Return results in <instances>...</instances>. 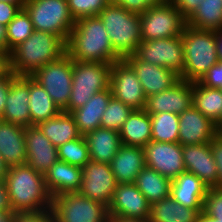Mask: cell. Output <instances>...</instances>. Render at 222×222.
<instances>
[{
    "label": "cell",
    "instance_id": "680465c9",
    "mask_svg": "<svg viewBox=\"0 0 222 222\" xmlns=\"http://www.w3.org/2000/svg\"><path fill=\"white\" fill-rule=\"evenodd\" d=\"M217 136L222 139V123L217 126Z\"/></svg>",
    "mask_w": 222,
    "mask_h": 222
},
{
    "label": "cell",
    "instance_id": "e575fe53",
    "mask_svg": "<svg viewBox=\"0 0 222 222\" xmlns=\"http://www.w3.org/2000/svg\"><path fill=\"white\" fill-rule=\"evenodd\" d=\"M151 141L178 143L179 115L170 112L151 114Z\"/></svg>",
    "mask_w": 222,
    "mask_h": 222
},
{
    "label": "cell",
    "instance_id": "94428289",
    "mask_svg": "<svg viewBox=\"0 0 222 222\" xmlns=\"http://www.w3.org/2000/svg\"><path fill=\"white\" fill-rule=\"evenodd\" d=\"M222 123V118L220 119V121L216 124L217 126Z\"/></svg>",
    "mask_w": 222,
    "mask_h": 222
},
{
    "label": "cell",
    "instance_id": "f35d334b",
    "mask_svg": "<svg viewBox=\"0 0 222 222\" xmlns=\"http://www.w3.org/2000/svg\"><path fill=\"white\" fill-rule=\"evenodd\" d=\"M70 13L76 20L98 16L102 9H104L109 2L107 0H67Z\"/></svg>",
    "mask_w": 222,
    "mask_h": 222
},
{
    "label": "cell",
    "instance_id": "ba28073f",
    "mask_svg": "<svg viewBox=\"0 0 222 222\" xmlns=\"http://www.w3.org/2000/svg\"><path fill=\"white\" fill-rule=\"evenodd\" d=\"M142 41L182 35L186 18L171 1L149 7L140 14Z\"/></svg>",
    "mask_w": 222,
    "mask_h": 222
},
{
    "label": "cell",
    "instance_id": "db71d44e",
    "mask_svg": "<svg viewBox=\"0 0 222 222\" xmlns=\"http://www.w3.org/2000/svg\"><path fill=\"white\" fill-rule=\"evenodd\" d=\"M14 212L13 211H1L0 210V222H13Z\"/></svg>",
    "mask_w": 222,
    "mask_h": 222
},
{
    "label": "cell",
    "instance_id": "836d02e7",
    "mask_svg": "<svg viewBox=\"0 0 222 222\" xmlns=\"http://www.w3.org/2000/svg\"><path fill=\"white\" fill-rule=\"evenodd\" d=\"M189 27L201 30H222V0H202L186 19Z\"/></svg>",
    "mask_w": 222,
    "mask_h": 222
},
{
    "label": "cell",
    "instance_id": "3957f363",
    "mask_svg": "<svg viewBox=\"0 0 222 222\" xmlns=\"http://www.w3.org/2000/svg\"><path fill=\"white\" fill-rule=\"evenodd\" d=\"M66 54V42L55 34L35 30L11 54V71L16 76H31L42 66Z\"/></svg>",
    "mask_w": 222,
    "mask_h": 222
},
{
    "label": "cell",
    "instance_id": "6f0895ef",
    "mask_svg": "<svg viewBox=\"0 0 222 222\" xmlns=\"http://www.w3.org/2000/svg\"><path fill=\"white\" fill-rule=\"evenodd\" d=\"M0 1H4L6 3H12L16 5H24L26 3V0H0Z\"/></svg>",
    "mask_w": 222,
    "mask_h": 222
},
{
    "label": "cell",
    "instance_id": "8fae6325",
    "mask_svg": "<svg viewBox=\"0 0 222 222\" xmlns=\"http://www.w3.org/2000/svg\"><path fill=\"white\" fill-rule=\"evenodd\" d=\"M134 54L145 62L173 71L180 78L183 76L184 45L182 35L142 41Z\"/></svg>",
    "mask_w": 222,
    "mask_h": 222
},
{
    "label": "cell",
    "instance_id": "4dcf8cb0",
    "mask_svg": "<svg viewBox=\"0 0 222 222\" xmlns=\"http://www.w3.org/2000/svg\"><path fill=\"white\" fill-rule=\"evenodd\" d=\"M29 110L31 125H38L61 112L46 90L31 76H29Z\"/></svg>",
    "mask_w": 222,
    "mask_h": 222
},
{
    "label": "cell",
    "instance_id": "ee69618b",
    "mask_svg": "<svg viewBox=\"0 0 222 222\" xmlns=\"http://www.w3.org/2000/svg\"><path fill=\"white\" fill-rule=\"evenodd\" d=\"M210 147L217 165V188H222V139L216 135L211 140Z\"/></svg>",
    "mask_w": 222,
    "mask_h": 222
},
{
    "label": "cell",
    "instance_id": "f6af8a7d",
    "mask_svg": "<svg viewBox=\"0 0 222 222\" xmlns=\"http://www.w3.org/2000/svg\"><path fill=\"white\" fill-rule=\"evenodd\" d=\"M23 8L24 5L0 1V24L7 26Z\"/></svg>",
    "mask_w": 222,
    "mask_h": 222
},
{
    "label": "cell",
    "instance_id": "d4e9b609",
    "mask_svg": "<svg viewBox=\"0 0 222 222\" xmlns=\"http://www.w3.org/2000/svg\"><path fill=\"white\" fill-rule=\"evenodd\" d=\"M208 187L196 175L183 172L171 182V197L179 204L195 210H203Z\"/></svg>",
    "mask_w": 222,
    "mask_h": 222
},
{
    "label": "cell",
    "instance_id": "816d5d0a",
    "mask_svg": "<svg viewBox=\"0 0 222 222\" xmlns=\"http://www.w3.org/2000/svg\"><path fill=\"white\" fill-rule=\"evenodd\" d=\"M216 49L218 60L222 62V30L216 31Z\"/></svg>",
    "mask_w": 222,
    "mask_h": 222
},
{
    "label": "cell",
    "instance_id": "681fc988",
    "mask_svg": "<svg viewBox=\"0 0 222 222\" xmlns=\"http://www.w3.org/2000/svg\"><path fill=\"white\" fill-rule=\"evenodd\" d=\"M11 72L10 53L0 51V78L6 77Z\"/></svg>",
    "mask_w": 222,
    "mask_h": 222
},
{
    "label": "cell",
    "instance_id": "ffe728a7",
    "mask_svg": "<svg viewBox=\"0 0 222 222\" xmlns=\"http://www.w3.org/2000/svg\"><path fill=\"white\" fill-rule=\"evenodd\" d=\"M182 157L187 172L196 175L208 188L217 187V165L210 143L182 146Z\"/></svg>",
    "mask_w": 222,
    "mask_h": 222
},
{
    "label": "cell",
    "instance_id": "603a6c76",
    "mask_svg": "<svg viewBox=\"0 0 222 222\" xmlns=\"http://www.w3.org/2000/svg\"><path fill=\"white\" fill-rule=\"evenodd\" d=\"M44 180L52 198L78 192L82 182V168L58 160L44 174Z\"/></svg>",
    "mask_w": 222,
    "mask_h": 222
},
{
    "label": "cell",
    "instance_id": "7a4b0ae2",
    "mask_svg": "<svg viewBox=\"0 0 222 222\" xmlns=\"http://www.w3.org/2000/svg\"><path fill=\"white\" fill-rule=\"evenodd\" d=\"M4 180L13 212H42L52 208L44 175L28 164L7 167Z\"/></svg>",
    "mask_w": 222,
    "mask_h": 222
},
{
    "label": "cell",
    "instance_id": "7dc6e473",
    "mask_svg": "<svg viewBox=\"0 0 222 222\" xmlns=\"http://www.w3.org/2000/svg\"><path fill=\"white\" fill-rule=\"evenodd\" d=\"M202 0H172L171 2L187 19L200 5Z\"/></svg>",
    "mask_w": 222,
    "mask_h": 222
},
{
    "label": "cell",
    "instance_id": "7c38bea8",
    "mask_svg": "<svg viewBox=\"0 0 222 222\" xmlns=\"http://www.w3.org/2000/svg\"><path fill=\"white\" fill-rule=\"evenodd\" d=\"M110 87L116 99L133 110L144 109L146 96L135 70L125 59L117 60L112 64Z\"/></svg>",
    "mask_w": 222,
    "mask_h": 222
},
{
    "label": "cell",
    "instance_id": "5bb4252c",
    "mask_svg": "<svg viewBox=\"0 0 222 222\" xmlns=\"http://www.w3.org/2000/svg\"><path fill=\"white\" fill-rule=\"evenodd\" d=\"M144 151L145 165L171 181L186 171L180 143L150 141Z\"/></svg>",
    "mask_w": 222,
    "mask_h": 222
},
{
    "label": "cell",
    "instance_id": "cb8c5ba5",
    "mask_svg": "<svg viewBox=\"0 0 222 222\" xmlns=\"http://www.w3.org/2000/svg\"><path fill=\"white\" fill-rule=\"evenodd\" d=\"M117 184L134 183L145 165L143 147L121 144L110 163Z\"/></svg>",
    "mask_w": 222,
    "mask_h": 222
},
{
    "label": "cell",
    "instance_id": "9a60e30c",
    "mask_svg": "<svg viewBox=\"0 0 222 222\" xmlns=\"http://www.w3.org/2000/svg\"><path fill=\"white\" fill-rule=\"evenodd\" d=\"M193 106V82L179 79L167 90L146 97L144 110L148 114L170 112L180 115Z\"/></svg>",
    "mask_w": 222,
    "mask_h": 222
},
{
    "label": "cell",
    "instance_id": "f907efd6",
    "mask_svg": "<svg viewBox=\"0 0 222 222\" xmlns=\"http://www.w3.org/2000/svg\"><path fill=\"white\" fill-rule=\"evenodd\" d=\"M0 51L10 53V47L7 39V26L0 24Z\"/></svg>",
    "mask_w": 222,
    "mask_h": 222
},
{
    "label": "cell",
    "instance_id": "6da1fadb",
    "mask_svg": "<svg viewBox=\"0 0 222 222\" xmlns=\"http://www.w3.org/2000/svg\"><path fill=\"white\" fill-rule=\"evenodd\" d=\"M66 53L73 61L113 64L122 59L113 49L108 32L98 16L75 21L66 42Z\"/></svg>",
    "mask_w": 222,
    "mask_h": 222
},
{
    "label": "cell",
    "instance_id": "74e56055",
    "mask_svg": "<svg viewBox=\"0 0 222 222\" xmlns=\"http://www.w3.org/2000/svg\"><path fill=\"white\" fill-rule=\"evenodd\" d=\"M132 111L131 107L112 96L102 115L101 128L119 132Z\"/></svg>",
    "mask_w": 222,
    "mask_h": 222
},
{
    "label": "cell",
    "instance_id": "ab89813d",
    "mask_svg": "<svg viewBox=\"0 0 222 222\" xmlns=\"http://www.w3.org/2000/svg\"><path fill=\"white\" fill-rule=\"evenodd\" d=\"M203 211L222 222V188H208L203 203Z\"/></svg>",
    "mask_w": 222,
    "mask_h": 222
},
{
    "label": "cell",
    "instance_id": "8d00e7d4",
    "mask_svg": "<svg viewBox=\"0 0 222 222\" xmlns=\"http://www.w3.org/2000/svg\"><path fill=\"white\" fill-rule=\"evenodd\" d=\"M33 23L26 10L23 8L7 25V39L12 50L25 41L34 32Z\"/></svg>",
    "mask_w": 222,
    "mask_h": 222
},
{
    "label": "cell",
    "instance_id": "484cf974",
    "mask_svg": "<svg viewBox=\"0 0 222 222\" xmlns=\"http://www.w3.org/2000/svg\"><path fill=\"white\" fill-rule=\"evenodd\" d=\"M112 96V90L109 87L99 93L93 94L84 106L70 112L82 136L101 127L102 115Z\"/></svg>",
    "mask_w": 222,
    "mask_h": 222
},
{
    "label": "cell",
    "instance_id": "4316f807",
    "mask_svg": "<svg viewBox=\"0 0 222 222\" xmlns=\"http://www.w3.org/2000/svg\"><path fill=\"white\" fill-rule=\"evenodd\" d=\"M89 158L94 162L110 164L121 146L120 135L118 131L96 128L85 135Z\"/></svg>",
    "mask_w": 222,
    "mask_h": 222
},
{
    "label": "cell",
    "instance_id": "52a82bcc",
    "mask_svg": "<svg viewBox=\"0 0 222 222\" xmlns=\"http://www.w3.org/2000/svg\"><path fill=\"white\" fill-rule=\"evenodd\" d=\"M24 9L34 30L55 34L67 42L75 25L67 0H26Z\"/></svg>",
    "mask_w": 222,
    "mask_h": 222
},
{
    "label": "cell",
    "instance_id": "ac0fdd59",
    "mask_svg": "<svg viewBox=\"0 0 222 222\" xmlns=\"http://www.w3.org/2000/svg\"><path fill=\"white\" fill-rule=\"evenodd\" d=\"M217 135V125L194 106L179 115L178 143L199 145L210 143Z\"/></svg>",
    "mask_w": 222,
    "mask_h": 222
},
{
    "label": "cell",
    "instance_id": "d590c367",
    "mask_svg": "<svg viewBox=\"0 0 222 222\" xmlns=\"http://www.w3.org/2000/svg\"><path fill=\"white\" fill-rule=\"evenodd\" d=\"M58 158L71 165L83 168L89 161V150L85 136L68 141L58 148Z\"/></svg>",
    "mask_w": 222,
    "mask_h": 222
},
{
    "label": "cell",
    "instance_id": "bcb514c9",
    "mask_svg": "<svg viewBox=\"0 0 222 222\" xmlns=\"http://www.w3.org/2000/svg\"><path fill=\"white\" fill-rule=\"evenodd\" d=\"M16 75L11 71L6 77L0 78V119L6 107V99L11 81Z\"/></svg>",
    "mask_w": 222,
    "mask_h": 222
},
{
    "label": "cell",
    "instance_id": "9f6ffc18",
    "mask_svg": "<svg viewBox=\"0 0 222 222\" xmlns=\"http://www.w3.org/2000/svg\"><path fill=\"white\" fill-rule=\"evenodd\" d=\"M7 173V166L4 164L0 156V179H5Z\"/></svg>",
    "mask_w": 222,
    "mask_h": 222
},
{
    "label": "cell",
    "instance_id": "d6986e66",
    "mask_svg": "<svg viewBox=\"0 0 222 222\" xmlns=\"http://www.w3.org/2000/svg\"><path fill=\"white\" fill-rule=\"evenodd\" d=\"M124 59L135 70L146 97L167 90L180 79L173 71L145 62L135 54Z\"/></svg>",
    "mask_w": 222,
    "mask_h": 222
},
{
    "label": "cell",
    "instance_id": "1f68e13d",
    "mask_svg": "<svg viewBox=\"0 0 222 222\" xmlns=\"http://www.w3.org/2000/svg\"><path fill=\"white\" fill-rule=\"evenodd\" d=\"M171 182L156 170L145 166L136 177L134 184L151 205L170 196Z\"/></svg>",
    "mask_w": 222,
    "mask_h": 222
},
{
    "label": "cell",
    "instance_id": "c3c4849f",
    "mask_svg": "<svg viewBox=\"0 0 222 222\" xmlns=\"http://www.w3.org/2000/svg\"><path fill=\"white\" fill-rule=\"evenodd\" d=\"M0 210L1 211H12L10 206V200L8 191L4 179H0Z\"/></svg>",
    "mask_w": 222,
    "mask_h": 222
},
{
    "label": "cell",
    "instance_id": "8992f818",
    "mask_svg": "<svg viewBox=\"0 0 222 222\" xmlns=\"http://www.w3.org/2000/svg\"><path fill=\"white\" fill-rule=\"evenodd\" d=\"M112 64L100 62H79L72 60V87L68 106L63 110L71 111L84 106L93 94L110 87Z\"/></svg>",
    "mask_w": 222,
    "mask_h": 222
},
{
    "label": "cell",
    "instance_id": "4fadbf2b",
    "mask_svg": "<svg viewBox=\"0 0 222 222\" xmlns=\"http://www.w3.org/2000/svg\"><path fill=\"white\" fill-rule=\"evenodd\" d=\"M116 185L110 164L90 160L82 168V182L78 193L108 207L112 202Z\"/></svg>",
    "mask_w": 222,
    "mask_h": 222
},
{
    "label": "cell",
    "instance_id": "277c9868",
    "mask_svg": "<svg viewBox=\"0 0 222 222\" xmlns=\"http://www.w3.org/2000/svg\"><path fill=\"white\" fill-rule=\"evenodd\" d=\"M184 45V68L181 79L199 81L203 75L219 62L216 49V31L201 30L185 26L182 33Z\"/></svg>",
    "mask_w": 222,
    "mask_h": 222
},
{
    "label": "cell",
    "instance_id": "e0dca14e",
    "mask_svg": "<svg viewBox=\"0 0 222 222\" xmlns=\"http://www.w3.org/2000/svg\"><path fill=\"white\" fill-rule=\"evenodd\" d=\"M25 145L26 164L36 172L44 175L59 160L57 147L37 125L25 127Z\"/></svg>",
    "mask_w": 222,
    "mask_h": 222
},
{
    "label": "cell",
    "instance_id": "7bdbcfd3",
    "mask_svg": "<svg viewBox=\"0 0 222 222\" xmlns=\"http://www.w3.org/2000/svg\"><path fill=\"white\" fill-rule=\"evenodd\" d=\"M164 0H118L116 3L127 11L141 14L149 7L161 4Z\"/></svg>",
    "mask_w": 222,
    "mask_h": 222
},
{
    "label": "cell",
    "instance_id": "83f0119b",
    "mask_svg": "<svg viewBox=\"0 0 222 222\" xmlns=\"http://www.w3.org/2000/svg\"><path fill=\"white\" fill-rule=\"evenodd\" d=\"M151 119L144 109L133 110L119 131L121 144L145 147L151 141Z\"/></svg>",
    "mask_w": 222,
    "mask_h": 222
},
{
    "label": "cell",
    "instance_id": "b9f144b4",
    "mask_svg": "<svg viewBox=\"0 0 222 222\" xmlns=\"http://www.w3.org/2000/svg\"><path fill=\"white\" fill-rule=\"evenodd\" d=\"M198 82L210 88L222 89V62L212 66Z\"/></svg>",
    "mask_w": 222,
    "mask_h": 222
},
{
    "label": "cell",
    "instance_id": "91938a15",
    "mask_svg": "<svg viewBox=\"0 0 222 222\" xmlns=\"http://www.w3.org/2000/svg\"><path fill=\"white\" fill-rule=\"evenodd\" d=\"M109 3H116L118 0H107Z\"/></svg>",
    "mask_w": 222,
    "mask_h": 222
},
{
    "label": "cell",
    "instance_id": "60d3db41",
    "mask_svg": "<svg viewBox=\"0 0 222 222\" xmlns=\"http://www.w3.org/2000/svg\"><path fill=\"white\" fill-rule=\"evenodd\" d=\"M13 222H56L51 209L42 212H14Z\"/></svg>",
    "mask_w": 222,
    "mask_h": 222
},
{
    "label": "cell",
    "instance_id": "f1b7e54d",
    "mask_svg": "<svg viewBox=\"0 0 222 222\" xmlns=\"http://www.w3.org/2000/svg\"><path fill=\"white\" fill-rule=\"evenodd\" d=\"M37 126L57 148L81 136L73 116L64 111L47 121L40 122Z\"/></svg>",
    "mask_w": 222,
    "mask_h": 222
},
{
    "label": "cell",
    "instance_id": "d6a6232c",
    "mask_svg": "<svg viewBox=\"0 0 222 222\" xmlns=\"http://www.w3.org/2000/svg\"><path fill=\"white\" fill-rule=\"evenodd\" d=\"M193 106L217 124L222 118V89L193 82Z\"/></svg>",
    "mask_w": 222,
    "mask_h": 222
},
{
    "label": "cell",
    "instance_id": "5b68a950",
    "mask_svg": "<svg viewBox=\"0 0 222 222\" xmlns=\"http://www.w3.org/2000/svg\"><path fill=\"white\" fill-rule=\"evenodd\" d=\"M98 17L104 24L114 51L124 59L136 52L142 42L140 14L109 3Z\"/></svg>",
    "mask_w": 222,
    "mask_h": 222
},
{
    "label": "cell",
    "instance_id": "f5cc1de1",
    "mask_svg": "<svg viewBox=\"0 0 222 222\" xmlns=\"http://www.w3.org/2000/svg\"><path fill=\"white\" fill-rule=\"evenodd\" d=\"M109 222H151L149 219L110 217Z\"/></svg>",
    "mask_w": 222,
    "mask_h": 222
},
{
    "label": "cell",
    "instance_id": "11a10c76",
    "mask_svg": "<svg viewBox=\"0 0 222 222\" xmlns=\"http://www.w3.org/2000/svg\"><path fill=\"white\" fill-rule=\"evenodd\" d=\"M196 222H219V221L207 215L204 211H202L198 214Z\"/></svg>",
    "mask_w": 222,
    "mask_h": 222
},
{
    "label": "cell",
    "instance_id": "44dd1931",
    "mask_svg": "<svg viewBox=\"0 0 222 222\" xmlns=\"http://www.w3.org/2000/svg\"><path fill=\"white\" fill-rule=\"evenodd\" d=\"M5 103L1 120L24 128L32 126L29 110V76H16L11 81Z\"/></svg>",
    "mask_w": 222,
    "mask_h": 222
},
{
    "label": "cell",
    "instance_id": "2e32d148",
    "mask_svg": "<svg viewBox=\"0 0 222 222\" xmlns=\"http://www.w3.org/2000/svg\"><path fill=\"white\" fill-rule=\"evenodd\" d=\"M109 217L149 219L150 204L134 183L116 185L108 206Z\"/></svg>",
    "mask_w": 222,
    "mask_h": 222
},
{
    "label": "cell",
    "instance_id": "f546056e",
    "mask_svg": "<svg viewBox=\"0 0 222 222\" xmlns=\"http://www.w3.org/2000/svg\"><path fill=\"white\" fill-rule=\"evenodd\" d=\"M203 210H195L176 202L171 195L150 205L151 222H196Z\"/></svg>",
    "mask_w": 222,
    "mask_h": 222
},
{
    "label": "cell",
    "instance_id": "7402d4cb",
    "mask_svg": "<svg viewBox=\"0 0 222 222\" xmlns=\"http://www.w3.org/2000/svg\"><path fill=\"white\" fill-rule=\"evenodd\" d=\"M0 156L7 167L26 164L24 127L0 119Z\"/></svg>",
    "mask_w": 222,
    "mask_h": 222
},
{
    "label": "cell",
    "instance_id": "9c48e42d",
    "mask_svg": "<svg viewBox=\"0 0 222 222\" xmlns=\"http://www.w3.org/2000/svg\"><path fill=\"white\" fill-rule=\"evenodd\" d=\"M56 222H109L108 207L78 192L52 198L51 208Z\"/></svg>",
    "mask_w": 222,
    "mask_h": 222
},
{
    "label": "cell",
    "instance_id": "30bf717a",
    "mask_svg": "<svg viewBox=\"0 0 222 222\" xmlns=\"http://www.w3.org/2000/svg\"><path fill=\"white\" fill-rule=\"evenodd\" d=\"M31 77L46 90L61 111L68 106L72 87V59L67 53L57 61L37 69Z\"/></svg>",
    "mask_w": 222,
    "mask_h": 222
}]
</instances>
